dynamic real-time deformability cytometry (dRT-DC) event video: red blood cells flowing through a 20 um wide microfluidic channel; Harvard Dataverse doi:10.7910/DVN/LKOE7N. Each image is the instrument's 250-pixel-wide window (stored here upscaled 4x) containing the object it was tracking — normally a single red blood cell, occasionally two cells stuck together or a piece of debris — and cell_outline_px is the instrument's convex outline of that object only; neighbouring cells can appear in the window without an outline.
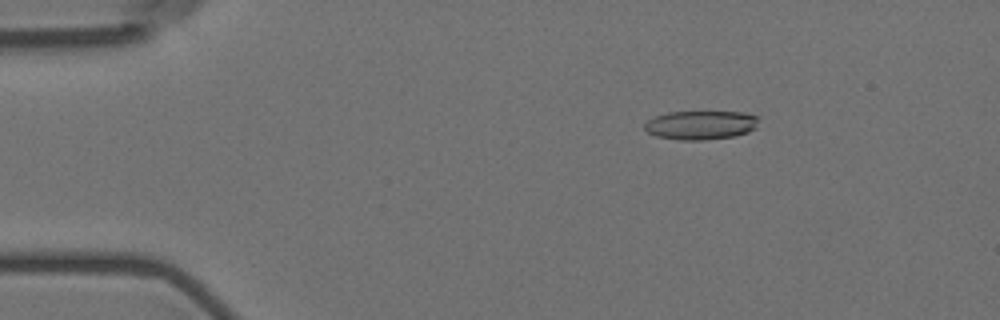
{"species": "Egyptian fruit bat (a non-hibernating species)", "species_latin": "Rousettus aegyptiacus", "temperature_condition": "room temperature", "stored_images_in_passage": 5, "camera_frame_rate_fps": 3000, "um_per_image_px": 0.085, "animal": {"sex": "female"}, "frame": {"image": 1, "passage_image": 3, "time_ms": 2.333, "image_size_px": [1000, 320], "cell_outline_px": [[756, 128], [748, 132], [736, 136], [704, 140], [680, 140], [656, 136], [648, 132], [644, 128], [644, 124], [648, 120], [656, 116], [668, 112], [744, 112], [756, 116]], "centroid_in_image_um": [59.55, 10.64], "position_along_channel_um": 25.5, "area_um2": 19.13}}